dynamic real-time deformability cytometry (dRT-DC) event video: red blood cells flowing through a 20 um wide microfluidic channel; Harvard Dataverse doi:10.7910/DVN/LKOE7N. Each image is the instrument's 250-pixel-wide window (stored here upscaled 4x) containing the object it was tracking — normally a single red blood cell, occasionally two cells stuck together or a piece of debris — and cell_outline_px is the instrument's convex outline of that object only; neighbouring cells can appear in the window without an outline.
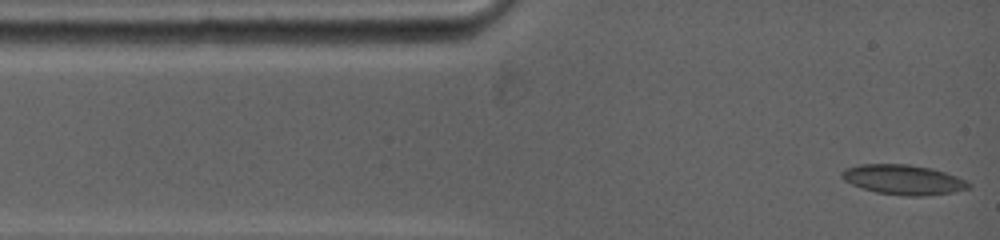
{"species": "common noctule bat (a hibernating species)", "species_latin": "Nyctalus noctula", "temperature_condition": "warm", "stored_images_in_passage": 59, "camera_frame_rate_fps": 5000, "um_per_image_px": 0.085, "animal": {"sex": "female", "body_mass_g": 19.0, "forearm_length_mm": 53.3}, "frame": {"image": 1, "passage_image": 1, "time_ms": 0.0, "image_size_px": [1000, 240], "cell_outline_px": [[968, 188], [948, 192], [880, 192], [864, 188], [852, 184], [844, 180], [844, 172], [848, 168], [860, 164], [908, 164], [932, 168], [956, 176], [964, 180], [968, 184]], "centroid_in_image_um": [76.73, 15.18], "position_along_channel_um": 8.3, "area_um2": 20.06}}
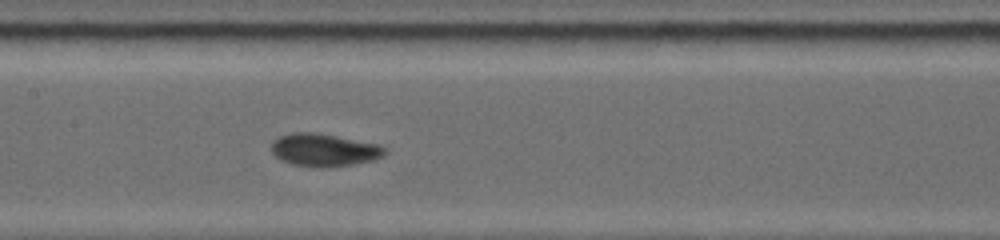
{"frame": {"image": 2, "passage_image": 25, "time_ms": 5.6, "image_size_px": [1000, 240], "cell_outline_px": [[388, 152], [384, 156], [372, 160], [352, 164], [292, 164], [280, 160], [272, 152], [272, 140], [280, 136], [292, 132], [312, 132], [336, 136], [380, 144], [388, 148]], "centroid_in_image_um": [27.58, 12.69], "position_along_channel_um": 179.8, "area_um2": 20.87}}
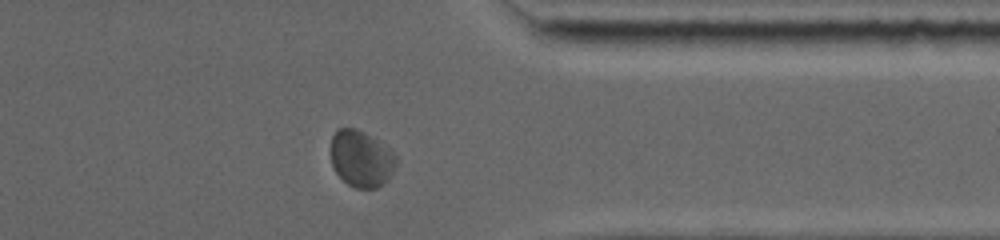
{"frame": {"image": 3, "passage_image": 51, "time_ms": 11.0, "image_size_px": [1000, 240], "cell_outline_px": [[396, 164], [388, 180], [384, 184], [376, 188], [356, 188], [348, 184], [336, 172], [332, 164], [332, 136], [336, 128], [356, 128], [364, 132], [384, 144], [396, 156]], "centroid_in_image_um": [30.71, 13.48], "position_along_channel_um": 380.7, "area_um2": 21.39}, "authors_computed_cell_mechanics": {"area_um2": 20.9814, "velocity_mm_per_s": 3.8382, "shape_relaxation_time_tau1_ms": 6.3625, "shape_relaxation_time_tau2_ms": 1.7521, "deformation_change_tau1": 0.1435, "deformation_change_tau2": 0.0408}}